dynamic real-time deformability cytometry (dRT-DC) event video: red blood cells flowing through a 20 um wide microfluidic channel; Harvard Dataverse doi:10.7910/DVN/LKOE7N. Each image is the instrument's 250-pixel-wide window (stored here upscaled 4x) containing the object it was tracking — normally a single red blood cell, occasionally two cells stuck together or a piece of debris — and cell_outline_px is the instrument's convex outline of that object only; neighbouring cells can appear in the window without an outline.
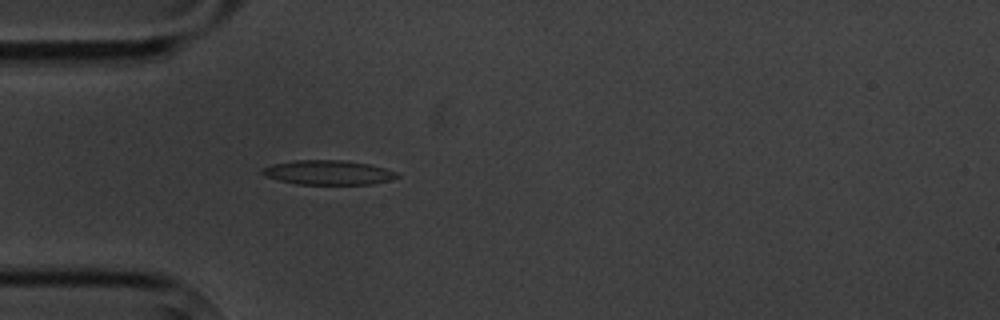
{"species": "common noctule bat (a hibernating species)", "species_latin": "Nyctalus noctula", "temperature_condition": "cold", "stored_images_in_passage": 4, "camera_frame_rate_fps": 3000, "um_per_image_px": 0.085, "animal": {"sex": "male", "body_mass_g": 20.1, "forearm_length_mm": 53.5}, "frame": {"image": 1, "passage_image": 4, "time_ms": 3.667, "image_size_px": [1000, 320], "cell_outline_px": [[400, 176], [388, 180], [372, 184], [296, 184], [264, 176], [260, 172], [260, 168], [272, 164], [296, 160], [344, 160], [368, 164], [384, 168], [396, 172]], "centroid_in_image_um": [27.84, 14.66], "position_along_channel_um": 57.2, "area_um2": 19.13}}